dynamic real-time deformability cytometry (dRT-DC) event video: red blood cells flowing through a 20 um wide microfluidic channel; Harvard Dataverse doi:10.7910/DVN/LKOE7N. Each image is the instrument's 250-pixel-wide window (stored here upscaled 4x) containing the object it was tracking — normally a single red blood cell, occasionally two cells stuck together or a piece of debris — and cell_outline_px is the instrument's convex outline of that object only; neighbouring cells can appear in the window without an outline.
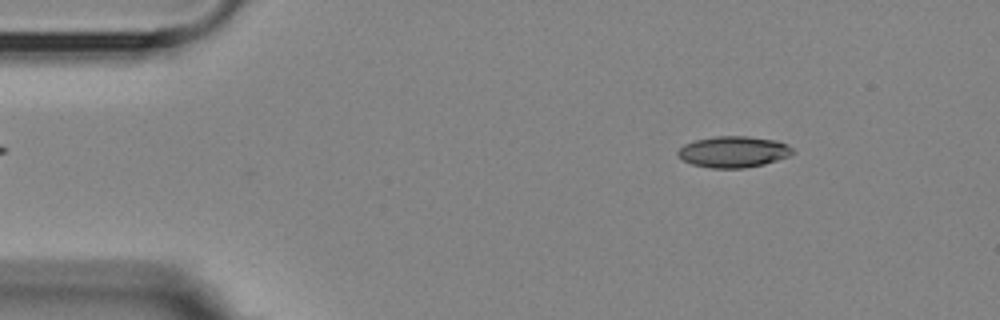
{"species": "Egyptian fruit bat (a non-hibernating species)", "species_latin": "Rousettus aegyptiacus", "temperature_condition": "room temperature", "stored_images_in_passage": 5, "camera_frame_rate_fps": 3000, "um_per_image_px": 0.085, "animal": {"sex": "female"}, "frame": {"image": 1, "passage_image": 2, "time_ms": 1.333, "image_size_px": [1000, 320], "cell_outline_px": [[796, 152], [788, 156], [764, 164], [744, 168], [712, 168], [692, 164], [684, 160], [676, 152], [684, 144], [696, 140], [716, 136], [748, 136], [776, 140], [788, 144]], "centroid_in_image_um": [62.37, 12.9], "position_along_channel_um": 22.6, "area_um2": 20.81}}
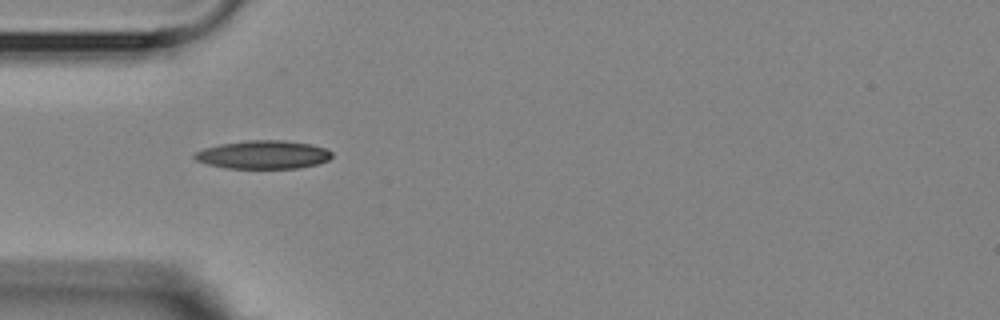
{"frame": {"image": 2, "passage_image": 4, "time_ms": 4.333, "image_size_px": [1000, 320], "cell_outline_px": [[332, 156], [328, 160], [316, 164], [300, 168], [224, 168], [208, 164], [196, 160], [192, 156], [196, 152], [204, 148], [220, 144], [248, 140], [284, 140], [312, 144], [324, 148], [332, 152]], "centroid_in_image_um": [22.37, 13.14], "position_along_channel_um": 62.6, "area_um2": 22.66}}
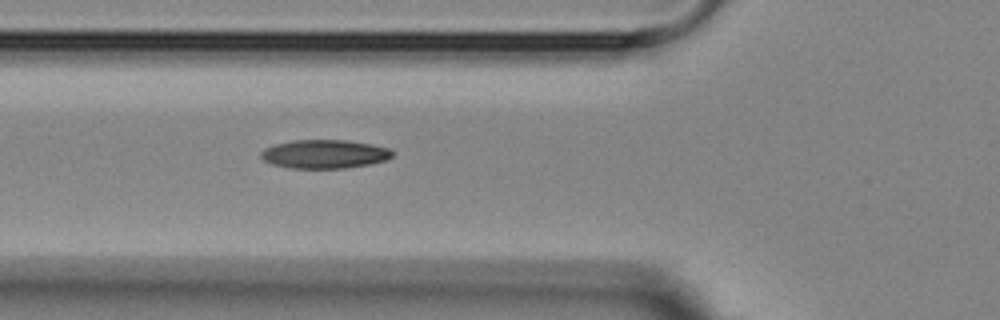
{"frame": {"image": 3, "passage_image": 5, "time_ms": 5.333, "image_size_px": [1000, 320], "cell_outline_px": [[392, 156], [388, 160], [368, 164], [344, 168], [288, 168], [272, 164], [264, 160], [260, 156], [260, 152], [264, 148], [276, 144], [292, 140], [348, 140], [372, 144], [388, 148], [392, 152]], "centroid_in_image_um": [27.56, 13.09], "position_along_channel_um": 98.2, "area_um2": 21.96}}